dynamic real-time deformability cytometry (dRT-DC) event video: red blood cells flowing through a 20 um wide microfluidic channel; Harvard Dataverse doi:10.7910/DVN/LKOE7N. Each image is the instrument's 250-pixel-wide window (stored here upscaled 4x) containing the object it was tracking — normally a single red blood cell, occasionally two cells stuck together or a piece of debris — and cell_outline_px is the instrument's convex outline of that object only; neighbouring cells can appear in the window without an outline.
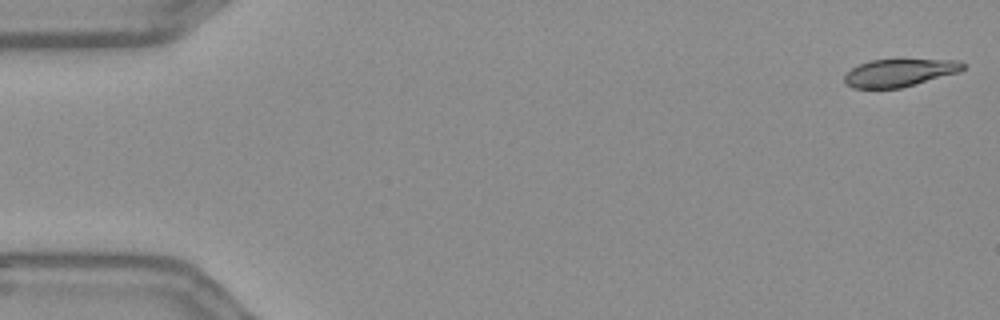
{"species": "Egyptian fruit bat (a non-hibernating species)", "species_latin": "Rousettus aegyptiacus", "temperature_condition": "warm", "stored_images_in_passage": 55, "camera_frame_rate_fps": 3000, "um_per_image_px": 0.085, "frame": {"image": 1, "passage_image": 1, "time_ms": 0.0, "image_size_px": [1000, 320], "cell_outline_px": [[968, 64], [960, 72], [900, 88], [852, 88], [844, 80], [844, 76], [852, 68], [868, 60], [960, 60]], "centroid_in_image_um": [76.49, 6.18], "position_along_channel_um": 8.5, "area_um2": 18.96}}
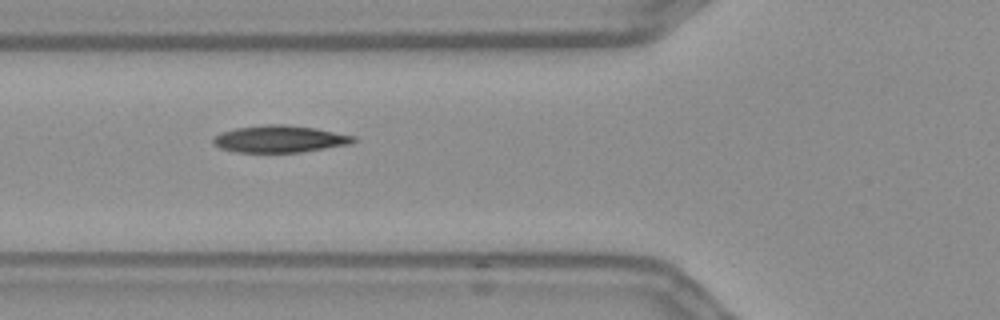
{"frame": {"image": 2, "passage_image": 20, "time_ms": 6.333, "image_size_px": [1000, 320], "cell_outline_px": [[356, 140], [352, 144], [300, 152], [236, 152], [220, 148], [212, 140], [220, 132], [236, 128], [268, 124], [284, 124], [316, 128], [356, 136]], "centroid_in_image_um": [23.81, 11.81], "position_along_channel_um": 102.0, "area_um2": 22.02}}
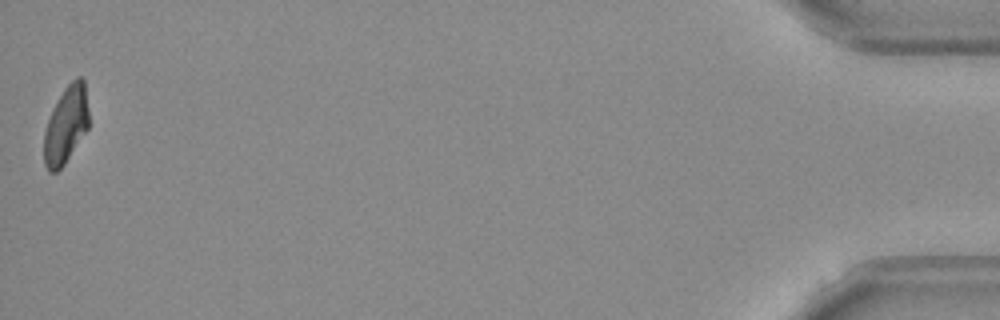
{"frame": {"image": 3, "passage_image": 55, "time_ms": 18.0, "image_size_px": [1000, 320], "cell_outline_px": [[88, 128], [64, 164], [56, 172], [48, 172], [44, 164], [44, 132], [52, 108], [64, 88], [76, 76], [80, 76], [84, 80], [88, 108]], "centroid_in_image_um": [5.6, 10.6], "position_along_channel_um": 429.6, "area_um2": 20.11}, "authors_computed_cell_mechanics": {"area_um2": 21.7906, "velocity_mm_per_s": 3.6403, "shape_relaxation_time_tau1_ms": 6.244, "shape_relaxation_time_tau2_ms": 2.8992, "deformation_change_tau1": 0.1946, "deformation_change_tau2": 0.0863}}